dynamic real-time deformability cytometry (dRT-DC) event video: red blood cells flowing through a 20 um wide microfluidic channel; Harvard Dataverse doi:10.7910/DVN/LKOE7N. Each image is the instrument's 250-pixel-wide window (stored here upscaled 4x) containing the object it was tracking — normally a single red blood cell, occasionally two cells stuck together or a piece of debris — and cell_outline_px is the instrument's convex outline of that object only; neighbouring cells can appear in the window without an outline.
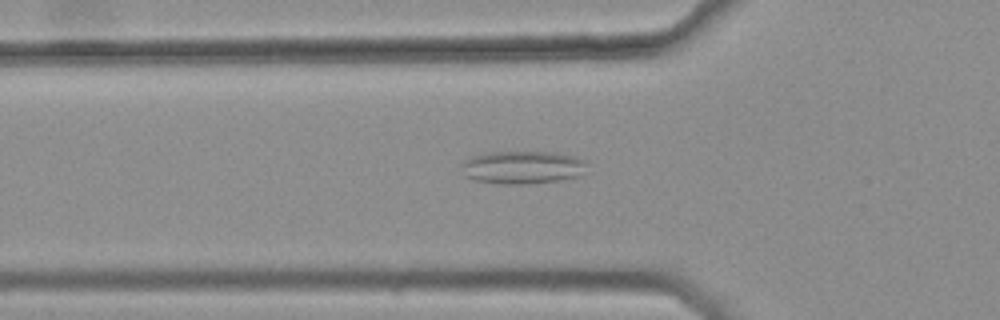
{"species": "common noctule bat (a hibernating species)", "species_latin": "Nyctalus noctula", "temperature_condition": "warm", "stored_images_in_passage": 32, "camera_frame_rate_fps": 3000, "um_per_image_px": 0.085, "animal": {"sex": "female", "body_mass_g": 25.1}, "frame": {"image": 1, "passage_image": 9, "time_ms": 2.667, "image_size_px": [1000, 320], "cell_outline_px": [[584, 164], [576, 176], [564, 180], [528, 184], [504, 184], [476, 180], [464, 176], [464, 160], [472, 156], [484, 152], [552, 152], [576, 156], [584, 160]], "centroid_in_image_um": [44.37, 14.22], "position_along_channel_um": 81.4, "area_um2": 23.76}}
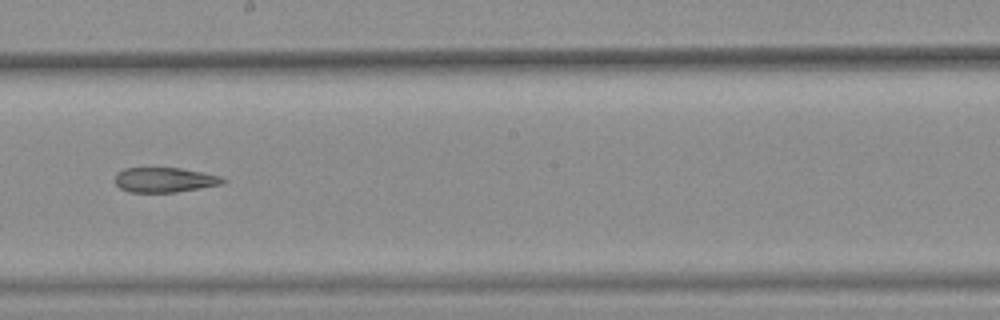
{"frame": {"image": 2, "passage_image": 21, "time_ms": 6.667, "image_size_px": [1000, 320], "cell_outline_px": [[224, 180], [220, 184], [200, 188], [176, 192], [128, 192], [120, 188], [116, 184], [116, 172], [124, 168], [180, 168], [220, 176]], "centroid_in_image_um": [13.92, 15.29], "position_along_channel_um": 234.3, "area_um2": 15.37}}
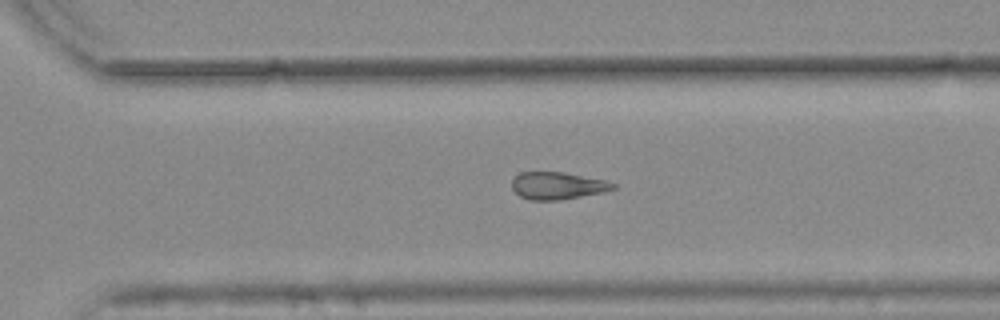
{"frame": {"image": 3, "passage_image": 28, "time_ms": 9.0, "image_size_px": [1000, 320], "cell_outline_px": [[616, 188], [604, 192], [560, 200], [532, 200], [520, 196], [512, 188], [512, 180], [520, 172], [564, 172], [604, 180], [616, 184]], "centroid_in_image_um": [47.4, 15.78], "position_along_channel_um": 323.2, "area_um2": 16.01}, "authors_computed_cell_mechanics": {"area_um2": 17.0221, "velocity_mm_per_s": 3.8111, "shape_relaxation_time_tau1_ms": null, "shape_relaxation_time_tau2_ms": 8.1573, "deformation_change_tau1": null, "deformation_change_tau2": 0.1996}}